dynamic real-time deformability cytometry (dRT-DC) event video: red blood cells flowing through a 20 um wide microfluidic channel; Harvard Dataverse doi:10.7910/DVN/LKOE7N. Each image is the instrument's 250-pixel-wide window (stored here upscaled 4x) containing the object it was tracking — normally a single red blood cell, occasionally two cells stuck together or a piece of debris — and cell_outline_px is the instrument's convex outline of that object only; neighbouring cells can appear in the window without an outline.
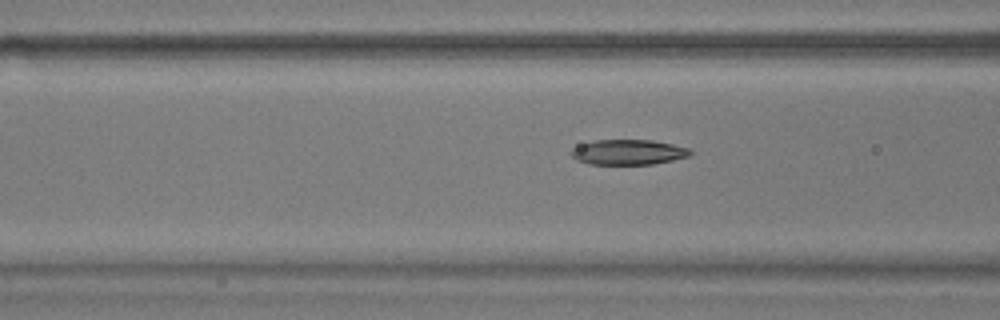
{"species": "common noctule bat (a hibernating species)", "species_latin": "Nyctalus noctula", "temperature_condition": "warm", "stored_images_in_passage": 11, "camera_frame_rate_fps": 3000, "um_per_image_px": 0.085, "animal": {"sex": "male", "body_mass_g": 17.9}, "frame": {"image": 1, "passage_image": 8, "time_ms": 2.333, "image_size_px": [1000, 320], "cell_outline_px": [[692, 152], [688, 156], [672, 160], [652, 164], [588, 164], [576, 160], [568, 152], [572, 148], [580, 144], [592, 140], [652, 140], [672, 144], [688, 148]], "centroid_in_image_um": [53.33, 12.93], "position_along_channel_um": 113.3, "area_um2": 17.51}}